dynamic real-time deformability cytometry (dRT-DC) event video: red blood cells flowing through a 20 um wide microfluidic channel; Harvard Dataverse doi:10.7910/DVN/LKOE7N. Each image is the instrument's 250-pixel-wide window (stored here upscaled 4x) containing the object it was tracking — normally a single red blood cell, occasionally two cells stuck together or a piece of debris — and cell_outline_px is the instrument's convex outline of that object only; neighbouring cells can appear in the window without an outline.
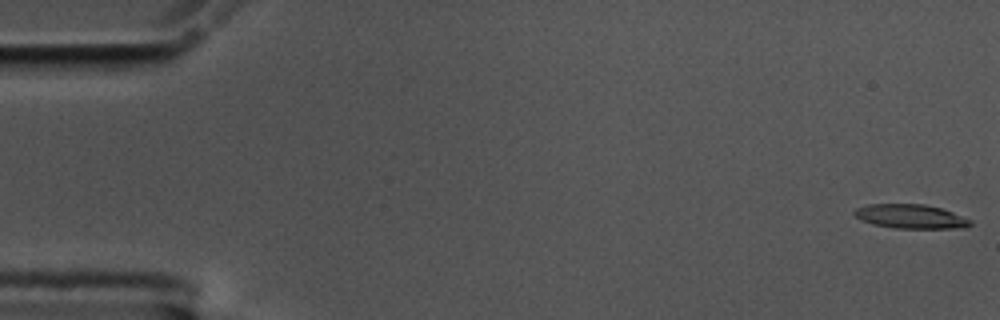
{"species": "common noctule bat (a hibernating species)", "species_latin": "Nyctalus noctula", "temperature_condition": "cold", "stored_images_in_passage": 57, "camera_frame_rate_fps": 3000, "um_per_image_px": 0.085, "animal": {"sex": "male", "body_mass_g": 17.5, "forearm_length_mm": 52.3}, "frame": {"image": 1, "passage_image": 1, "time_ms": 0.0, "image_size_px": [1000, 320], "cell_outline_px": [[972, 224], [964, 228], [892, 228], [872, 224], [860, 220], [852, 212], [856, 208], [868, 204], [924, 204], [940, 208], [952, 212], [972, 220]], "centroid_in_image_um": [77.38, 18.4], "position_along_channel_um": 7.6, "area_um2": 16.36}}
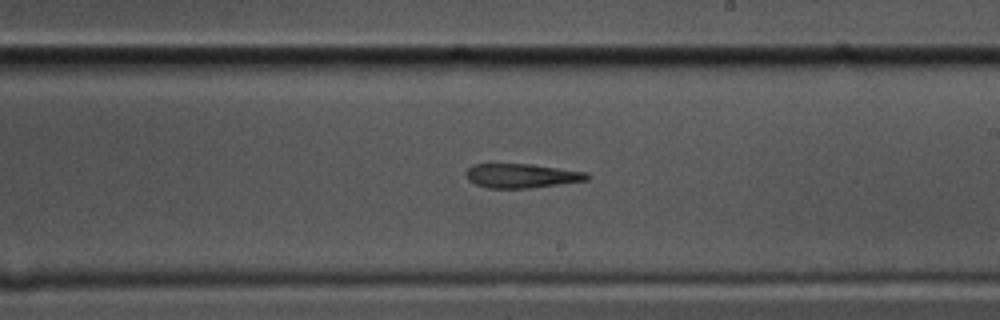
{"frame": {"image": 2, "passage_image": 33, "time_ms": 10.667, "image_size_px": [1000, 320], "cell_outline_px": [[592, 176], [588, 180], [528, 188], [488, 188], [476, 184], [468, 180], [464, 172], [472, 164], [532, 164], [588, 172]], "centroid_in_image_um": [44.34, 14.93], "position_along_channel_um": 244.7, "area_um2": 17.17}}
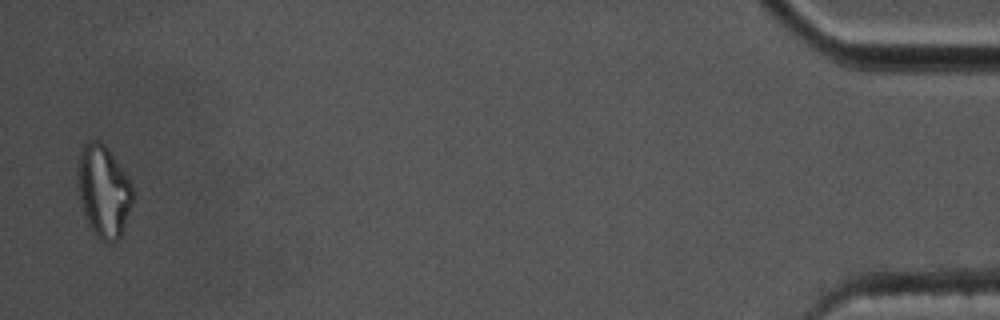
{"frame": {"image": 3, "passage_image": 56, "time_ms": 18.333, "image_size_px": [1000, 320], "cell_outline_px": [[132, 204], [120, 236], [116, 244], [104, 244], [92, 232], [84, 216], [76, 184], [76, 172], [80, 152], [84, 144], [88, 140], [96, 140], [104, 144], [108, 148], [132, 184]], "centroid_in_image_um": [8.76, 16.29], "position_along_channel_um": 426.4, "area_um2": 29.94}, "authors_computed_cell_mechanics": {"area_um2": 17.7446, "velocity_mm_per_s": 3.5385, "shape_relaxation_time_tau1_ms": 4.408, "shape_relaxation_time_tau2_ms": null, "deformation_change_tau1": 0.2504, "deformation_change_tau2": null}}